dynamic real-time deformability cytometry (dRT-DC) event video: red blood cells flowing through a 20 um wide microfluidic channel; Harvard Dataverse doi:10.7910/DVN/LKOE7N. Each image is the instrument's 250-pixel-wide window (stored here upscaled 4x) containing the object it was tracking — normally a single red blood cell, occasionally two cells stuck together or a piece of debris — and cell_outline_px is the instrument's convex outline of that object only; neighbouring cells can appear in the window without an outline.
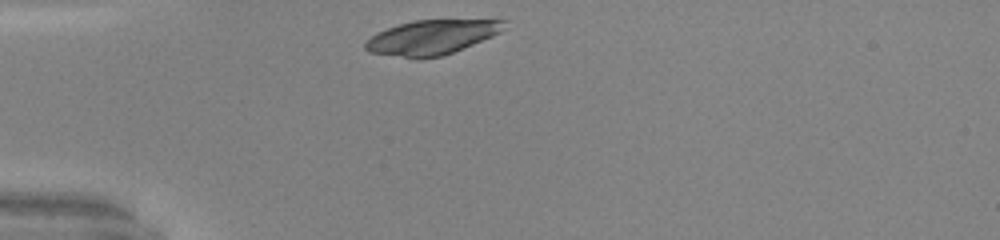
{"species": "common noctule bat (a hibernating species)", "species_latin": "Nyctalus noctula", "temperature_condition": "warm", "stored_images_in_passage": 28, "camera_frame_rate_fps": 3000, "um_per_image_px": 0.085, "animal": {"sex": "male", "body_mass_g": 20.0, "forearm_length_mm": 53.3}, "frame": {"image": 1, "passage_image": 1, "time_ms": 0.0, "image_size_px": [1000, 240], "cell_outline_px": [[508, 20], [504, 28], [500, 32], [492, 36], [452, 52], [440, 56], [420, 60], [368, 52], [364, 48], [364, 44], [376, 32], [400, 24], [416, 20]], "centroid_in_image_um": [36.66, 3.18], "position_along_channel_um": 48.3, "area_um2": 27.8}}
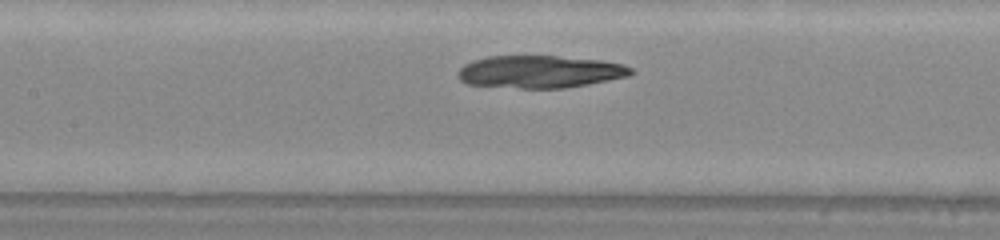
{"frame": {"image": 2, "passage_image": 11, "time_ms": 3.333, "image_size_px": [1000, 240], "cell_outline_px": [[636, 72], [628, 76], [588, 84], [564, 88], [520, 88], [468, 84], [460, 80], [456, 76], [456, 72], [464, 64], [472, 60], [488, 56], [556, 56], [600, 60], [620, 64], [632, 68]], "centroid_in_image_um": [45.85, 6.09], "position_along_channel_um": 161.6, "area_um2": 32.71}}
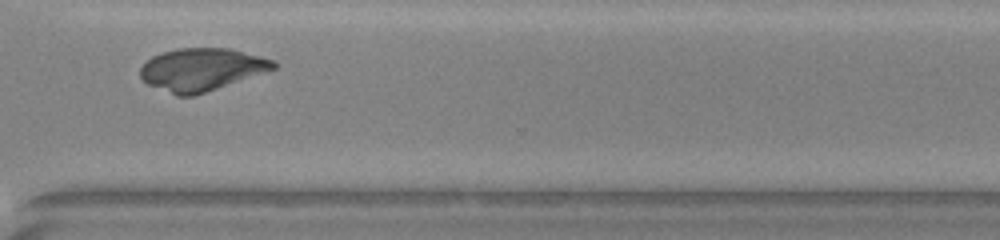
{"frame": {"image": 3, "passage_image": 25, "time_ms": 8.0, "image_size_px": [1000, 240], "cell_outline_px": [[276, 68], [192, 96], [176, 96], [148, 84], [140, 76], [140, 68], [152, 56], [160, 52], [176, 48], [228, 48], [260, 56], [272, 60], [276, 64]], "centroid_in_image_um": [17.08, 5.89], "position_along_channel_um": 353.5, "area_um2": 32.54}}